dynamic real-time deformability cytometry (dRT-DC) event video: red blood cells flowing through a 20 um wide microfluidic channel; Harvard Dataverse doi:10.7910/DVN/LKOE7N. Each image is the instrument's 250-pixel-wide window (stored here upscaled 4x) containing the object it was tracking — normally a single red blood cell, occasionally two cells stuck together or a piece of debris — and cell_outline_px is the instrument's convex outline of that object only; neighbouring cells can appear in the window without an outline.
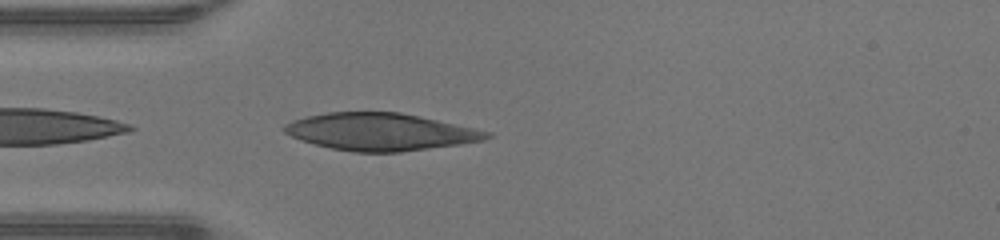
{"species": "human", "species_latin": "Homo sapiens", "temperature_condition": "warm", "stored_images_in_passage": 35, "camera_frame_rate_fps": 3000, "um_per_image_px": 0.085, "donor": {"sex": "male"}, "frame": {"image": 1, "passage_image": 1, "time_ms": 0.0, "image_size_px": [1000, 240], "cell_outline_px": [[492, 136], [484, 140], [460, 144], [400, 152], [352, 152], [332, 148], [300, 140], [284, 132], [284, 124], [292, 120], [308, 116], [328, 112], [400, 112], [492, 132]], "centroid_in_image_um": [32.33, 11.2], "position_along_channel_um": 52.7, "area_um2": 43.64}}
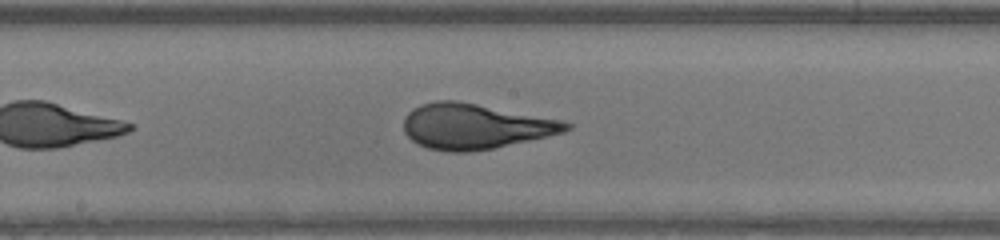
{"frame": {"image": 2, "passage_image": 12, "time_ms": 3.667, "image_size_px": [1000, 240], "cell_outline_px": [[572, 128], [564, 132], [548, 136], [492, 148], [468, 152], [448, 152], [428, 148], [416, 144], [404, 132], [404, 116], [412, 108], [420, 104], [436, 100], [456, 100], [560, 120], [572, 124]], "centroid_in_image_um": [40.32, 10.74], "position_along_channel_um": 207.9, "area_um2": 42.66}}
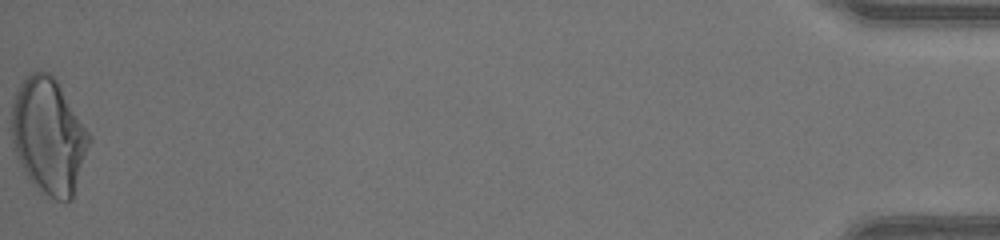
{"frame": {"image": 3, "passage_image": 35, "time_ms": 11.333, "image_size_px": [1000, 240], "cell_outline_px": [[92, 140], [72, 200], [56, 200], [40, 192], [32, 184], [24, 172], [16, 156], [12, 140], [12, 100], [20, 84], [28, 72], [48, 72], [56, 80], [92, 136]], "centroid_in_image_um": [4.14, 11.58], "position_along_channel_um": 431.1, "area_um2": 52.54}, "authors_computed_cell_mechanics": {"area_um2": 42.6564, "velocity_mm_per_s": 4.3576, "shape_relaxation_time_tau1_ms": 6.2018, "shape_relaxation_time_tau2_ms": null, "deformation_change_tau1": 0.2768, "deformation_change_tau2": null}}